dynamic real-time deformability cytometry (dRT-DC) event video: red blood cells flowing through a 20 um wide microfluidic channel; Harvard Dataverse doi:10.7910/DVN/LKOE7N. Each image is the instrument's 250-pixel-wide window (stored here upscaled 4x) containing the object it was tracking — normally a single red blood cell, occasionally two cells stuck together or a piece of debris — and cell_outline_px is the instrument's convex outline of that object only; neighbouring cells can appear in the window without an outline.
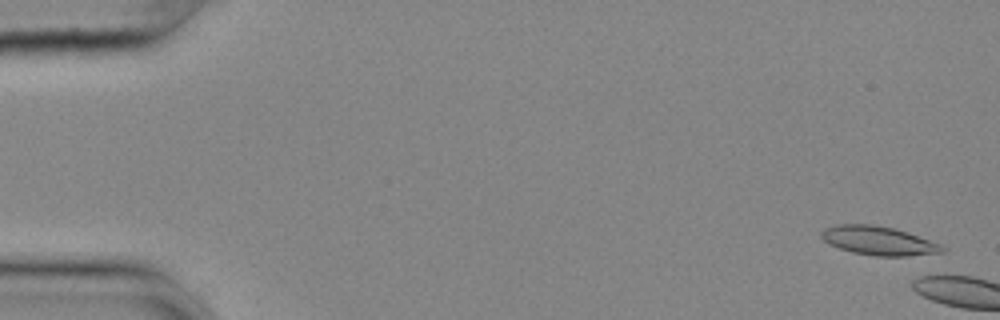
{"species": "common noctule bat (a hibernating species)", "species_latin": "Nyctalus noctula", "temperature_condition": "cold", "stored_images_in_passage": 9, "camera_frame_rate_fps": 3000, "um_per_image_px": 0.085, "animal": {"sex": "female", "body_mass_g": 25.1}, "frame": {"image": 1, "passage_image": 2, "time_ms": 0.333, "image_size_px": [1000, 320], "cell_outline_px": [[948, 248], [944, 252], [908, 256], [876, 256], [852, 252], [828, 244], [820, 236], [820, 232], [824, 228], [836, 224], [872, 224], [892, 228], [908, 232], [940, 244]], "centroid_in_image_um": [74.67, 20.46], "position_along_channel_um": 10.3, "area_um2": 20.4}}